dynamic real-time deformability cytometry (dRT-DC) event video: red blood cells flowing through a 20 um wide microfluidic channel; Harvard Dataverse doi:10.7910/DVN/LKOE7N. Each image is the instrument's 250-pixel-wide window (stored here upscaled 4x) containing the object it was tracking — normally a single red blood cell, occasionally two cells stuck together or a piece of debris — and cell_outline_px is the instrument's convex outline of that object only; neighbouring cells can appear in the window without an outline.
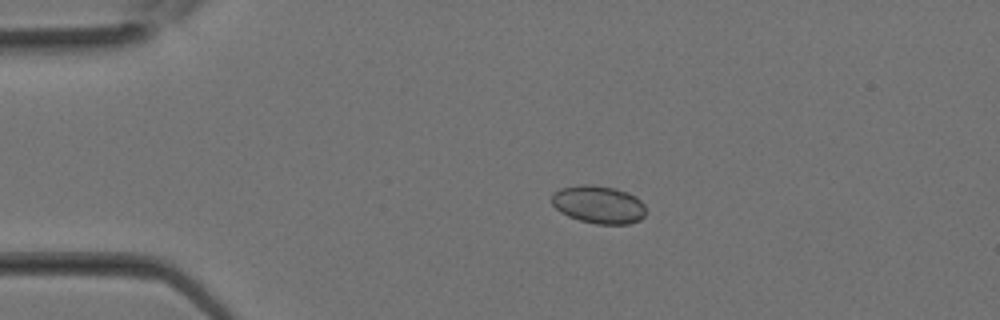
{"species": "Egyptian fruit bat (a non-hibernating species)", "species_latin": "Rousettus aegyptiacus", "temperature_condition": "room temperature", "stored_images_in_passage": 6, "camera_frame_rate_fps": 3000, "um_per_image_px": 0.085, "animal": {"sex": "female"}, "frame": {"image": 1, "passage_image": 1, "time_ms": 0.0, "image_size_px": [1000, 320], "cell_outline_px": [[644, 216], [640, 220], [628, 224], [596, 224], [580, 220], [568, 216], [560, 212], [552, 204], [552, 192], [560, 188], [580, 184], [592, 184], [616, 188], [628, 192], [636, 196], [644, 204]], "centroid_in_image_um": [50.87, 17.37], "position_along_channel_um": 34.1, "area_um2": 20.98}}
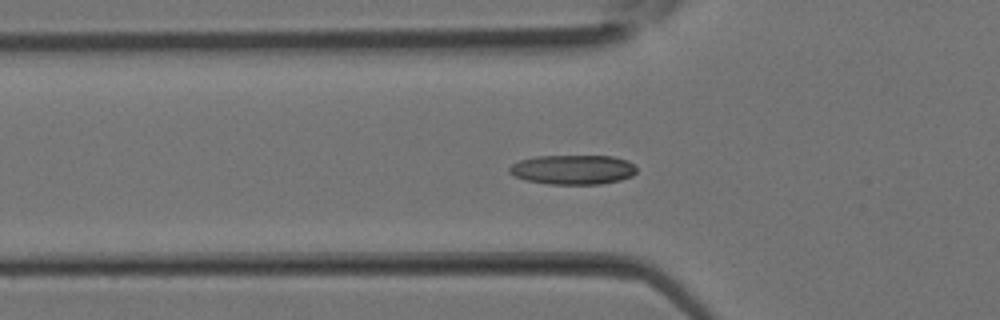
{"frame": {"image": 2, "passage_image": 5, "time_ms": 1.333, "image_size_px": [1000, 320], "cell_outline_px": [[636, 172], [632, 176], [620, 180], [600, 184], [548, 184], [524, 180], [508, 172], [508, 168], [512, 164], [520, 160], [536, 156], [612, 156], [628, 160], [636, 168]], "centroid_in_image_um": [48.69, 14.42], "position_along_channel_um": 77.1, "area_um2": 21.96}}